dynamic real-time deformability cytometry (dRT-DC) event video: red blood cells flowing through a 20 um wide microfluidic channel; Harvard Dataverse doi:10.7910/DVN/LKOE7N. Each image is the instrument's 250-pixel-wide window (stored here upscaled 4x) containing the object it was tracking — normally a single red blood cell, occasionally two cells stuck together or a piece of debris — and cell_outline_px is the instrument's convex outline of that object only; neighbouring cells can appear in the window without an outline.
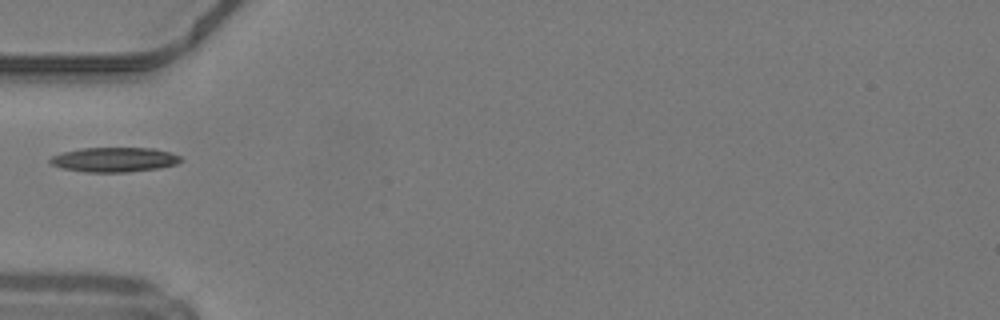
{"species": "common noctule bat (a hibernating species)", "species_latin": "Nyctalus noctula", "temperature_condition": "warm", "stored_images_in_passage": 33, "camera_frame_rate_fps": 3000, "um_per_image_px": 0.085, "animal": {"sex": "male", "body_mass_g": 19.2, "forearm_length_mm": 51.8}, "frame": {"image": 1, "passage_image": 1, "time_ms": 0.0, "image_size_px": [1000, 320], "cell_outline_px": [[184, 160], [176, 164], [160, 168], [128, 172], [84, 172], [60, 168], [52, 164], [48, 160], [52, 156], [64, 152], [80, 148], [152, 148], [168, 152], [180, 156]], "centroid_in_image_um": [9.71, 13.57], "position_along_channel_um": 75.3, "area_um2": 18.79}}
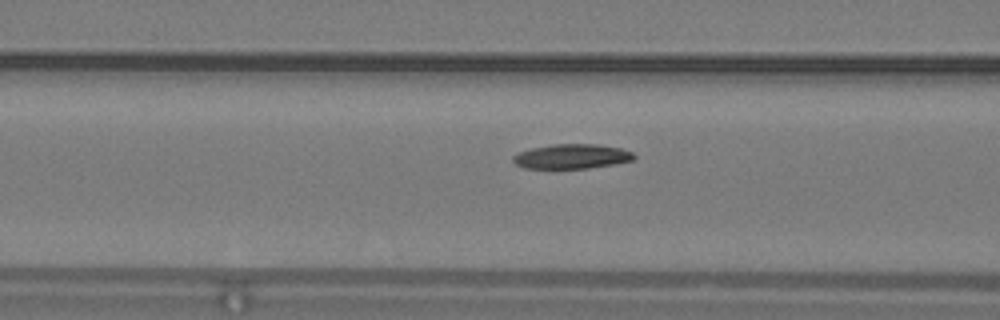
{"frame": {"image": 2, "passage_image": 4, "time_ms": 1.0, "image_size_px": [1000, 320], "cell_outline_px": [[636, 156], [632, 160], [612, 164], [588, 168], [524, 168], [516, 164], [512, 160], [512, 156], [520, 152], [532, 148], [552, 144], [596, 144], [620, 148], [632, 152]], "centroid_in_image_um": [48.58, 13.29], "position_along_channel_um": 118.0, "area_um2": 17.17}}
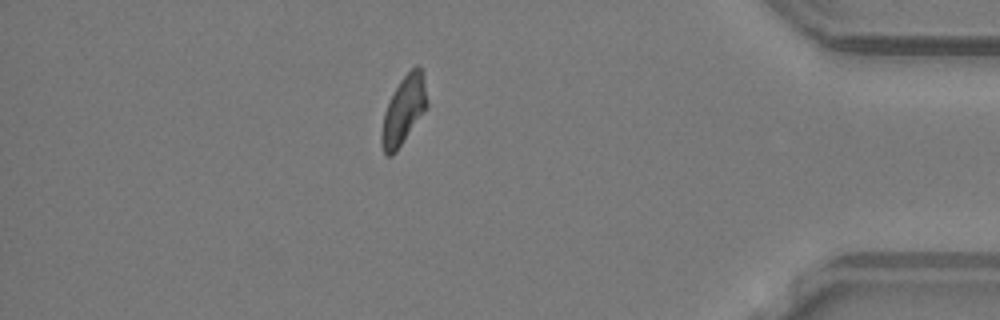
{"frame": {"image": 3, "passage_image": 27, "time_ms": 8.667, "image_size_px": [1000, 320], "cell_outline_px": [[428, 104], [396, 152], [392, 156], [388, 156], [384, 152], [380, 140], [380, 136], [384, 112], [400, 80], [416, 64], [420, 68], [424, 84]], "centroid_in_image_um": [34.27, 9.41], "position_along_channel_um": 400.9, "area_um2": 17.4}}